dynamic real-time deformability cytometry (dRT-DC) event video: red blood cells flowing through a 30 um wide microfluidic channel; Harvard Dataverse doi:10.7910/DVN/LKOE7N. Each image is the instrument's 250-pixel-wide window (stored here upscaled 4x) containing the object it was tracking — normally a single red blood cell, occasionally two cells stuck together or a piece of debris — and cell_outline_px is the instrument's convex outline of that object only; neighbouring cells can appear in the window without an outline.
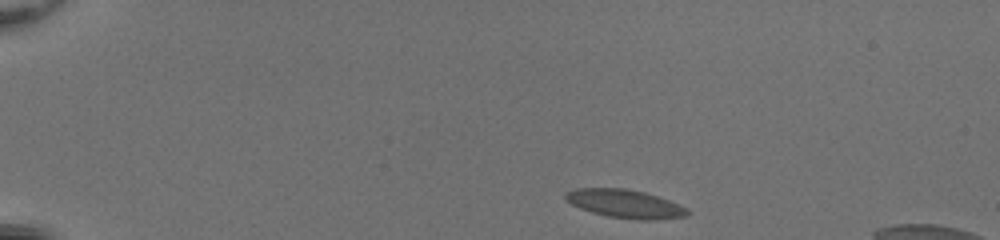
{"species": "common noctule bat (a hibernating species)", "species_latin": "Nyctalus noctula", "temperature_condition": "room temperature", "stored_images_in_passage": 44, "camera_frame_rate_fps": 3000, "um_per_image_px": 0.085, "animal": {"sex": "female", "body_mass_g": 20.0, "forearm_length_mm": 54.0}, "frame": {"image": 1, "passage_image": 1, "time_ms": 0.0, "image_size_px": [1000, 240], "cell_outline_px": [[688, 212], [684, 216], [612, 216], [596, 212], [572, 204], [564, 196], [568, 192], [580, 188], [624, 188], [644, 192], [668, 200], [684, 208]], "centroid_in_image_um": [53.01, 17.22], "position_along_channel_um": 32.0, "area_um2": 17.98}}
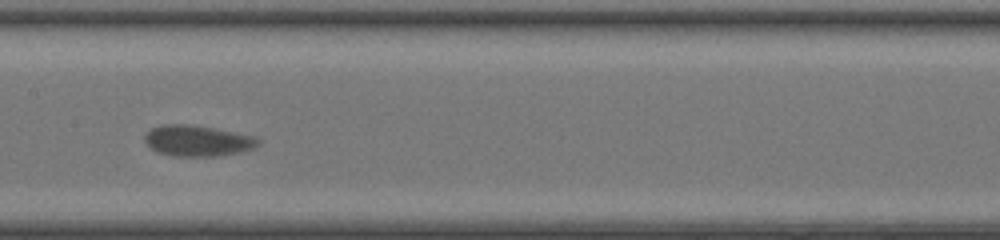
{"frame": {"image": 2, "passage_image": 20, "time_ms": 6.333, "image_size_px": [1000, 240], "cell_outline_px": [[260, 144], [252, 148], [220, 156], [176, 156], [160, 152], [152, 148], [144, 140], [144, 136], [152, 128], [164, 124], [188, 124], [212, 128], [252, 136], [260, 140]], "centroid_in_image_um": [16.77, 11.96], "position_along_channel_um": 190.6, "area_um2": 19.94}}
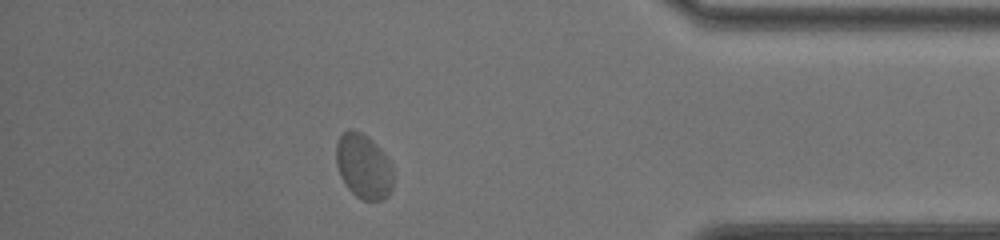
{"frame": {"image": 3, "passage_image": 38, "time_ms": 12.333, "image_size_px": [1000, 240], "cell_outline_px": [[392, 188], [388, 196], [380, 200], [364, 200], [356, 196], [348, 188], [336, 164], [336, 144], [340, 136], [344, 132], [360, 132], [380, 148], [388, 160], [392, 168]], "centroid_in_image_um": [30.91, 14.17], "position_along_channel_um": 404.3, "area_um2": 20.87}, "authors_computed_cell_mechanics": {"area_um2": 19.5364, "velocity_mm_per_s": 4.0081, "shape_relaxation_time_tau1_ms": 6.0207, "shape_relaxation_time_tau2_ms": null, "deformation_change_tau1": 0.1271, "deformation_change_tau2": null}}